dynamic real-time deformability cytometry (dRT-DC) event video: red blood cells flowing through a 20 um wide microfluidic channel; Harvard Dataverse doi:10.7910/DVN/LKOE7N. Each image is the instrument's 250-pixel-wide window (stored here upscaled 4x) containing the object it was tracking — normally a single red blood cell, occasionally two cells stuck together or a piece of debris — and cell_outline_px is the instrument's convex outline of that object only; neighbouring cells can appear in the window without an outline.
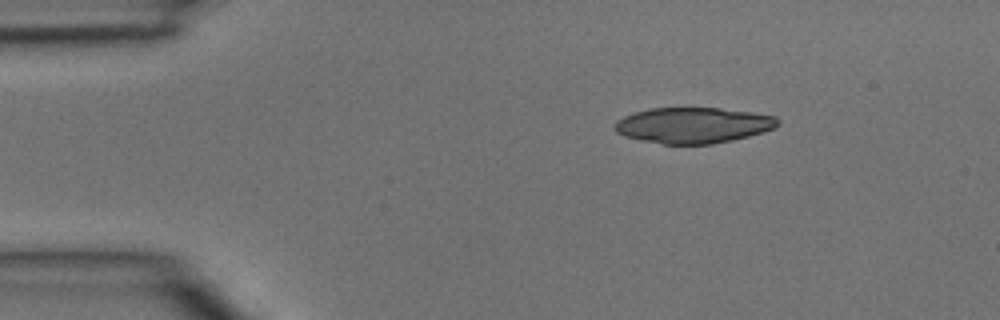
{"species": "common noctule bat (a hibernating species)", "species_latin": "Nyctalus noctula", "temperature_condition": "room temperature", "stored_images_in_passage": 2, "camera_frame_rate_fps": 3000, "um_per_image_px": 0.085, "animal": {"sex": "male", "body_mass_g": 15.6}, "frame": {"image": 1, "passage_image": 1, "time_ms": 0.0, "image_size_px": [1000, 320], "cell_outline_px": [[780, 124], [776, 128], [764, 132], [732, 140], [712, 144], [660, 144], [640, 140], [624, 136], [616, 132], [612, 128], [616, 120], [624, 116], [648, 108], [720, 108], [752, 112], [776, 116], [780, 120]], "centroid_in_image_um": [58.92, 10.65], "position_along_channel_um": 26.1, "area_um2": 34.33}}